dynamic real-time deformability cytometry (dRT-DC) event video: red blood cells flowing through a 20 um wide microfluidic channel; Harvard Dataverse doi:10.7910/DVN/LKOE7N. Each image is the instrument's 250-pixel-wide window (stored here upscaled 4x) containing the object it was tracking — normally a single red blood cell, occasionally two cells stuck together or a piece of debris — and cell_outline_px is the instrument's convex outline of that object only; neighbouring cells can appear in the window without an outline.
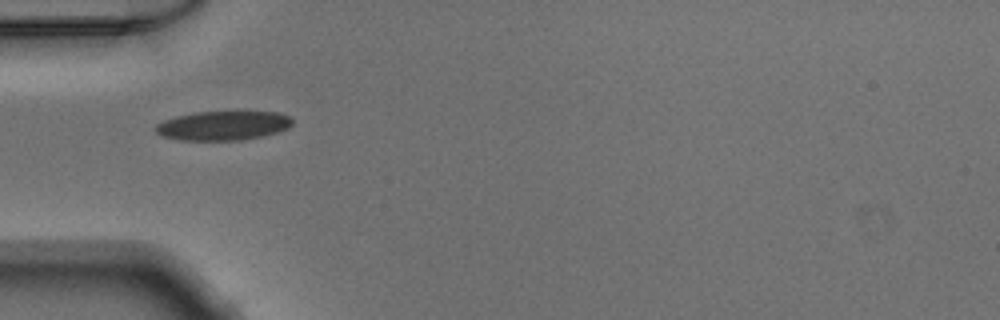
{"species": "Egyptian fruit bat (a non-hibernating species)", "species_latin": "Rousettus aegyptiacus", "temperature_condition": "warm", "stored_images_in_passage": 22, "camera_frame_rate_fps": 3000, "um_per_image_px": 0.085, "animal": {"sex": "male"}, "frame": {"image": 1, "passage_image": 1, "time_ms": 0.0, "image_size_px": [1000, 320], "cell_outline_px": [[292, 124], [288, 128], [276, 132], [260, 136], [240, 140], [180, 140], [160, 136], [152, 128], [156, 124], [164, 120], [176, 116], [196, 112], [236, 108], [244, 108], [280, 112], [288, 116], [292, 120]], "centroid_in_image_um": [18.98, 10.61], "position_along_channel_um": 66.0, "area_um2": 24.57}}